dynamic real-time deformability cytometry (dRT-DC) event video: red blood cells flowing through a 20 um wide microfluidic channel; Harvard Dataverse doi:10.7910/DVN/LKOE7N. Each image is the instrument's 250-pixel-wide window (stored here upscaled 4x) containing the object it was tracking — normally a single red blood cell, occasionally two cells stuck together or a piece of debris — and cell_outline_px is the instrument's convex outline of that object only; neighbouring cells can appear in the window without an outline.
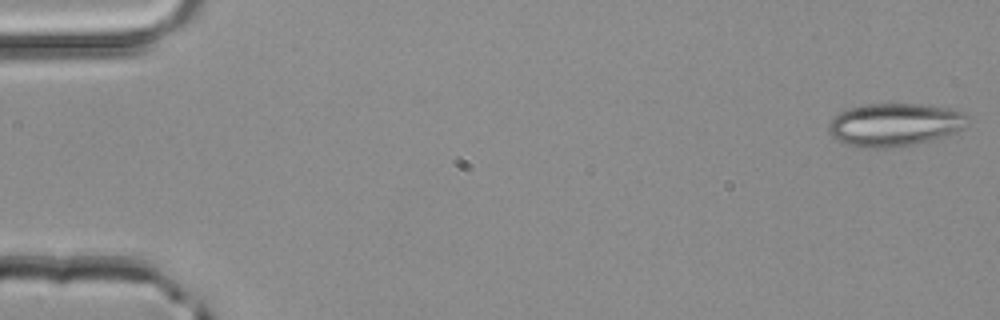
{"species": "common noctule bat (a hibernating species)", "species_latin": "Nyctalus noctula", "temperature_condition": "room temperature", "stored_images_in_passage": 50, "camera_frame_rate_fps": 3000, "um_per_image_px": 0.085, "animal": {"sex": "male", "body_mass_g": 20.4}, "frame": {"image": 1, "passage_image": 1, "time_ms": 0.0, "image_size_px": [1000, 320], "cell_outline_px": [[968, 116], [964, 128], [956, 132], [944, 136], [900, 148], [868, 148], [844, 144], [836, 140], [828, 132], [828, 124], [840, 112], [864, 104], [920, 104], [948, 108], [964, 112]], "centroid_in_image_um": [76.04, 10.61], "position_along_channel_um": 9.0, "area_um2": 34.91}}
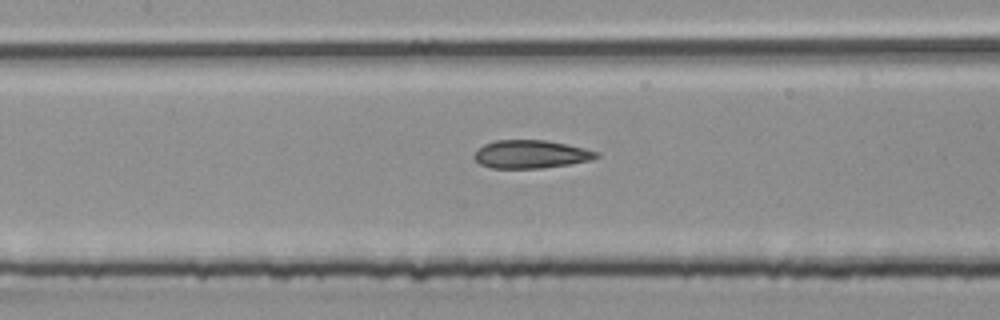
{"frame": {"image": 2, "passage_image": 23, "time_ms": 7.333, "image_size_px": [1000, 320], "cell_outline_px": [[600, 156], [592, 160], [568, 164], [540, 168], [492, 168], [480, 164], [472, 156], [484, 144], [496, 140], [548, 140], [584, 148], [600, 152]], "centroid_in_image_um": [45.15, 13.1], "position_along_channel_um": 162.3, "area_um2": 20.0}}
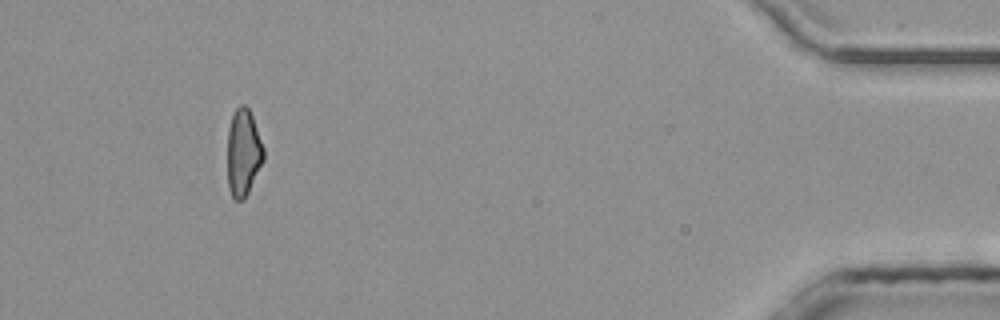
{"frame": {"image": 3, "passage_image": 46, "time_ms": 15.0, "image_size_px": [1000, 320], "cell_outline_px": [[264, 160], [244, 200], [236, 200], [232, 196], [228, 188], [228, 128], [232, 116], [236, 108], [240, 104], [244, 104], [248, 108], [252, 116], [264, 148]], "centroid_in_image_um": [20.68, 12.97], "position_along_channel_um": 414.5, "area_um2": 18.26}, "authors_computed_cell_mechanics": {"area_um2": 20.2011, "velocity_mm_per_s": 4.2055, "shape_relaxation_time_tau1_ms": null, "shape_relaxation_time_tau2_ms": 1.8836, "deformation_change_tau1": null, "deformation_change_tau2": 0.1147}}